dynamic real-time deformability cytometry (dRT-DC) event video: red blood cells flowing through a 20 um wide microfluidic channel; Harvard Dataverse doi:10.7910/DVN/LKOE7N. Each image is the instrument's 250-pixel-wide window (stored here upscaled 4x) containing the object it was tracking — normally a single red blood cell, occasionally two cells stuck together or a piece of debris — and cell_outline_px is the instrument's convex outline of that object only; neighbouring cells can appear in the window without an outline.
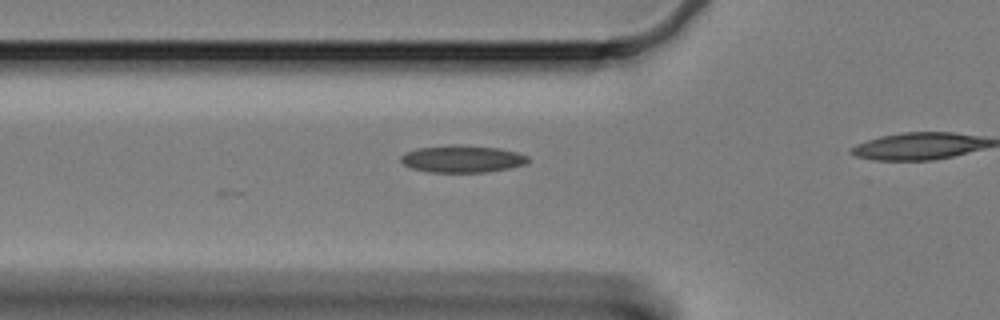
{"species": "Egyptian fruit bat (a non-hibernating species)", "species_latin": "Rousettus aegyptiacus", "temperature_condition": "cold", "stored_images_in_passage": 11, "camera_frame_rate_fps": 3000, "um_per_image_px": 0.085, "animal": {"sex": "female"}, "frame": {"image": 1, "passage_image": 2, "time_ms": 0.333, "image_size_px": [1000, 320], "cell_outline_px": [[528, 160], [524, 164], [508, 168], [488, 172], [428, 172], [412, 168], [404, 164], [400, 160], [400, 156], [404, 152], [416, 148], [448, 144], [460, 144], [500, 148], [516, 152], [528, 156]], "centroid_in_image_um": [39.24, 13.49], "position_along_channel_um": 86.6, "area_um2": 20.35}}
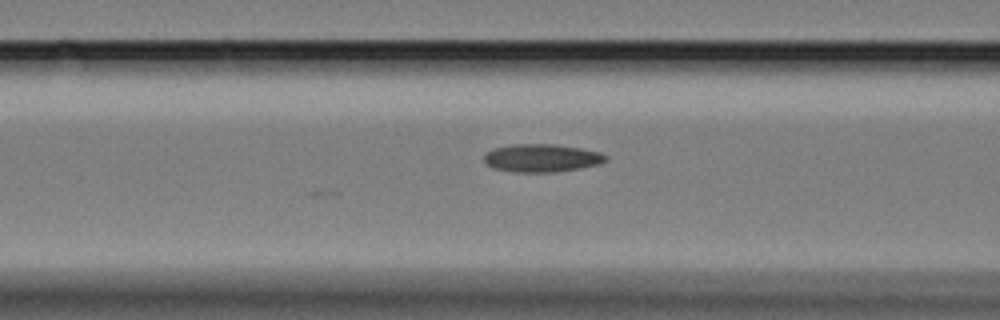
{"frame": {"image": 2, "passage_image": 5, "time_ms": 1.333, "image_size_px": [1000, 320], "cell_outline_px": [[608, 160], [600, 164], [580, 168], [556, 172], [516, 172], [492, 168], [484, 160], [484, 156], [492, 148], [512, 144], [556, 144], [580, 148], [600, 152], [608, 156]], "centroid_in_image_um": [46.07, 13.43], "position_along_channel_um": 120.5, "area_um2": 19.94}}
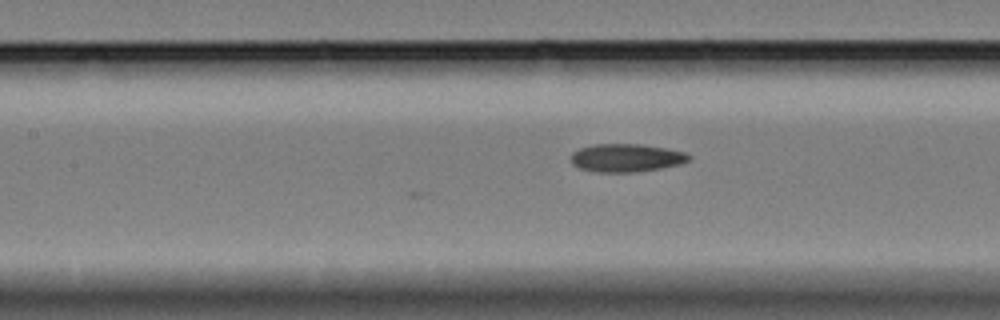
{"frame": {"image": 3, "passage_image": 8, "time_ms": 2.333, "image_size_px": [1000, 320], "cell_outline_px": [[692, 156], [688, 160], [680, 164], [660, 168], [632, 172], [600, 172], [580, 168], [572, 164], [572, 152], [580, 148], [592, 144], [640, 144], [664, 148], [684, 152]], "centroid_in_image_um": [53.22, 13.41], "position_along_channel_um": 154.2, "area_um2": 19.07}}